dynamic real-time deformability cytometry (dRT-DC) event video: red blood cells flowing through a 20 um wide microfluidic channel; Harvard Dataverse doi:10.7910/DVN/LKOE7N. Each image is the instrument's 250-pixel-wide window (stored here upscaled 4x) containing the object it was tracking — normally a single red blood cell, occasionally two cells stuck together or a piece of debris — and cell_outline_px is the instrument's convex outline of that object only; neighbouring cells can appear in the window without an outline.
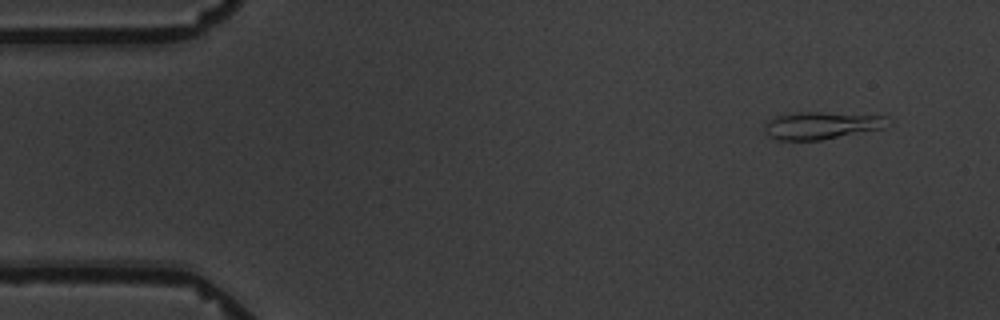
{"species": "common noctule bat (a hibernating species)", "species_latin": "Nyctalus noctula", "temperature_condition": "warm", "stored_images_in_passage": 5, "camera_frame_rate_fps": 3000, "um_per_image_px": 0.085, "animal": {"sex": "male", "body_mass_g": 19.5, "forearm_length_mm": 54.6}, "frame": {"image": 1, "passage_image": 1, "time_ms": 0.0, "image_size_px": [1000, 320], "cell_outline_px": [[892, 124], [884, 128], [820, 140], [776, 140], [768, 136], [764, 132], [764, 124], [768, 120], [776, 116], [796, 112], [820, 112], [888, 116]], "centroid_in_image_um": [69.83, 10.66], "position_along_channel_um": 15.2, "area_um2": 19.88}}
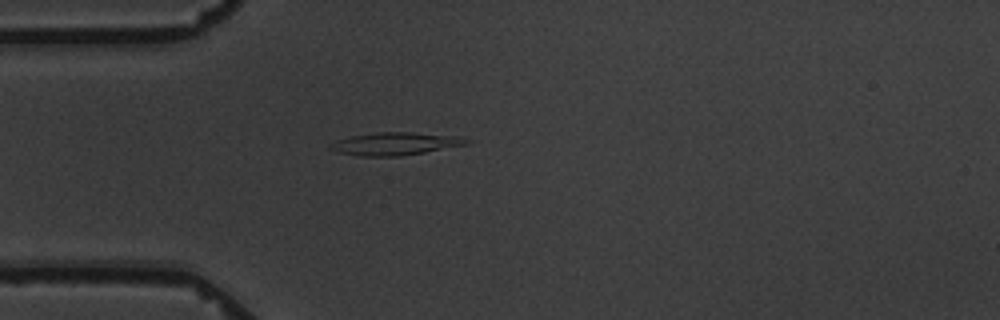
{"frame": {"image": 2, "passage_image": 4, "time_ms": 3.667, "image_size_px": [1000, 320], "cell_outline_px": [[472, 140], [468, 144], [424, 152], [400, 156], [360, 156], [340, 152], [328, 148], [336, 140], [352, 136], [376, 132], [408, 132], [452, 136]], "centroid_in_image_um": [33.58, 12.22], "position_along_channel_um": 51.4, "area_um2": 17.63}}